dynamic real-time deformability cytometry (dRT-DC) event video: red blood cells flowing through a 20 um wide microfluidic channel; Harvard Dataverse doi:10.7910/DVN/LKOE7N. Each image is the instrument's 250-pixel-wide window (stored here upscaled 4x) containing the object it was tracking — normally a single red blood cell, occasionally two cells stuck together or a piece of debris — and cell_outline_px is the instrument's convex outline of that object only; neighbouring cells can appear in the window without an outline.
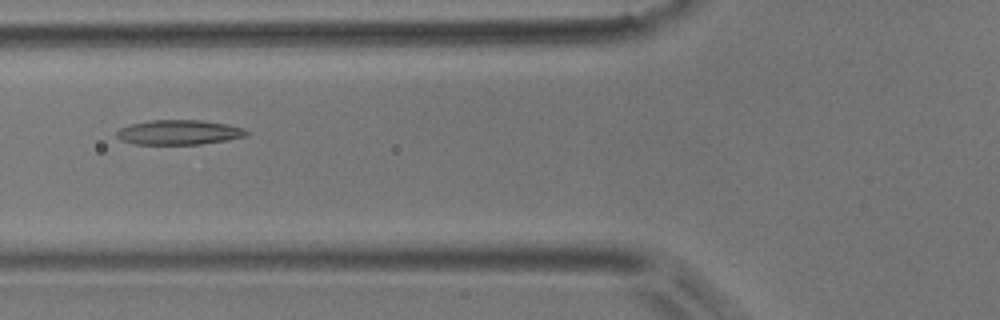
{"species": "common noctule bat (a hibernating species)", "species_latin": "Nyctalus noctula", "temperature_condition": "room temperature", "stored_images_in_passage": 7, "camera_frame_rate_fps": 3000, "um_per_image_px": 0.085, "animal": {"sex": "male", "body_mass_g": 17.9}, "frame": {"image": 1, "passage_image": 6, "time_ms": 6.0, "image_size_px": [1000, 320], "cell_outline_px": [[248, 136], [228, 140], [200, 144], [136, 144], [120, 140], [116, 136], [116, 132], [120, 128], [128, 124], [148, 120], [200, 120], [228, 124], [244, 128], [248, 132]], "centroid_in_image_um": [15.2, 11.24], "position_along_channel_um": 110.6, "area_um2": 18.9}}
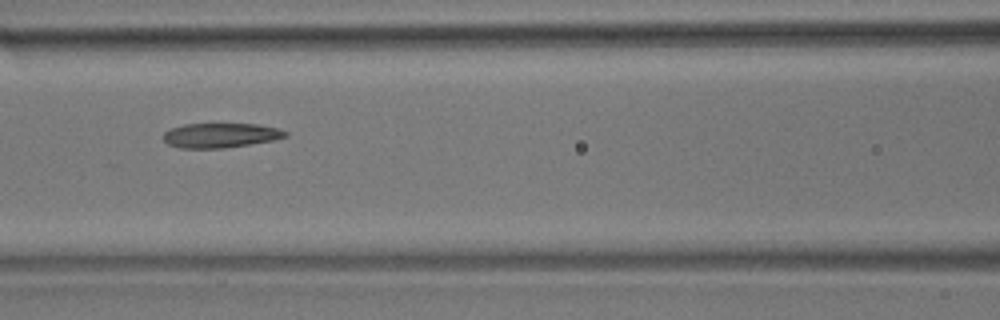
{"frame": {"image": 2, "passage_image": 7, "time_ms": 7.0, "image_size_px": [1000, 320], "cell_outline_px": [[288, 136], [272, 140], [224, 148], [180, 148], [168, 144], [160, 136], [164, 132], [172, 128], [184, 124], [256, 124], [280, 128], [288, 132]], "centroid_in_image_um": [18.73, 11.5], "position_along_channel_um": 147.9, "area_um2": 17.51}}